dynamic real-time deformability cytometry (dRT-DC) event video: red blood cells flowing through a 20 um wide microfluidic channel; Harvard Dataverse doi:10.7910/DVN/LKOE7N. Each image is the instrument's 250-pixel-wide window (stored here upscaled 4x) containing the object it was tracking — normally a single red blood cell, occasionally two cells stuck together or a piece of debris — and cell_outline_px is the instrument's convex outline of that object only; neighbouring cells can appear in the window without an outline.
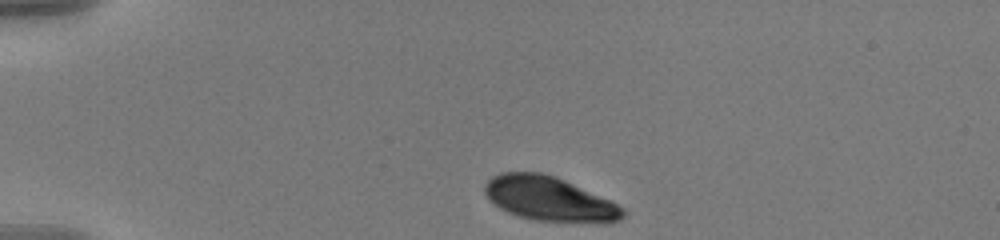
{"species": "human", "species_latin": "Homo sapiens", "temperature_condition": "warm", "stored_images_in_passage": 45, "camera_frame_rate_fps": 3000, "um_per_image_px": 0.085, "donor": {"sex": "male"}, "frame": {"image": 1, "passage_image": 1, "time_ms": 0.0, "image_size_px": [1000, 240], "cell_outline_px": [[628, 212], [620, 220], [532, 220], [508, 212], [500, 208], [484, 192], [484, 184], [492, 176], [500, 172], [540, 172], [564, 180], [612, 200], [624, 208]], "centroid_in_image_um": [46.66, 16.86], "position_along_channel_um": 38.3, "area_um2": 34.74}}
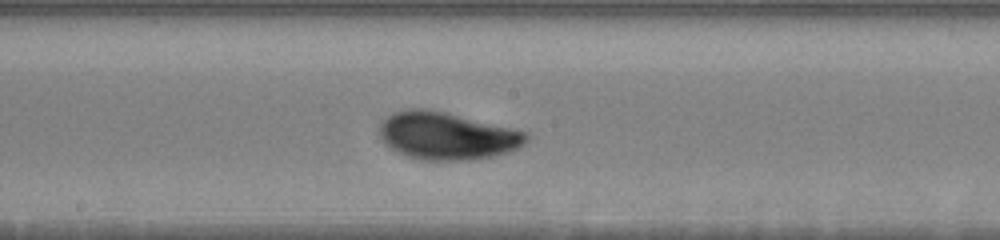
{"frame": {"image": 2, "passage_image": 20, "time_ms": 6.333, "image_size_px": [1000, 240], "cell_outline_px": [[528, 140], [524, 144], [508, 152], [492, 156], [472, 160], [420, 160], [396, 152], [384, 144], [380, 136], [380, 124], [392, 112], [408, 108], [428, 108], [524, 132], [528, 136]], "centroid_in_image_um": [37.91, 11.55], "position_along_channel_um": 210.3, "area_um2": 40.23}}
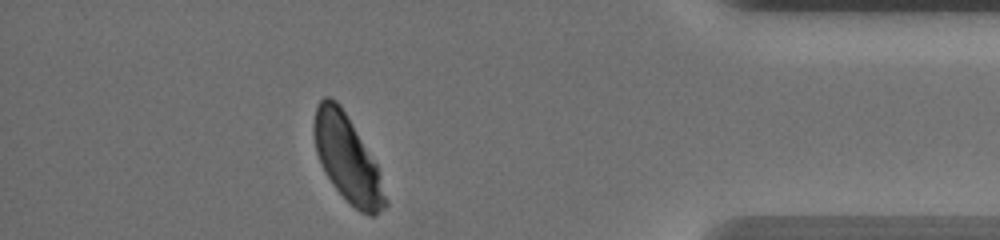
{"frame": {"image": 3, "passage_image": 39, "time_ms": 12.667, "image_size_px": [1000, 240], "cell_outline_px": [[388, 204], [376, 216], [368, 216], [360, 212], [332, 184], [324, 172], [316, 152], [312, 132], [312, 128], [316, 108], [320, 100], [324, 96], [328, 96], [336, 100], [340, 104], [376, 164], [388, 200]], "centroid_in_image_um": [29.51, 13.49], "position_along_channel_um": 405.7, "area_um2": 35.6}, "authors_computed_cell_mechanics": {"area_um2": 37.8012, "velocity_mm_per_s": 3.5747, "shape_relaxation_time_tau1_ms": 2.563, "shape_relaxation_time_tau2_ms": null, "deformation_change_tau1": 0.0942, "deformation_change_tau2": null}}